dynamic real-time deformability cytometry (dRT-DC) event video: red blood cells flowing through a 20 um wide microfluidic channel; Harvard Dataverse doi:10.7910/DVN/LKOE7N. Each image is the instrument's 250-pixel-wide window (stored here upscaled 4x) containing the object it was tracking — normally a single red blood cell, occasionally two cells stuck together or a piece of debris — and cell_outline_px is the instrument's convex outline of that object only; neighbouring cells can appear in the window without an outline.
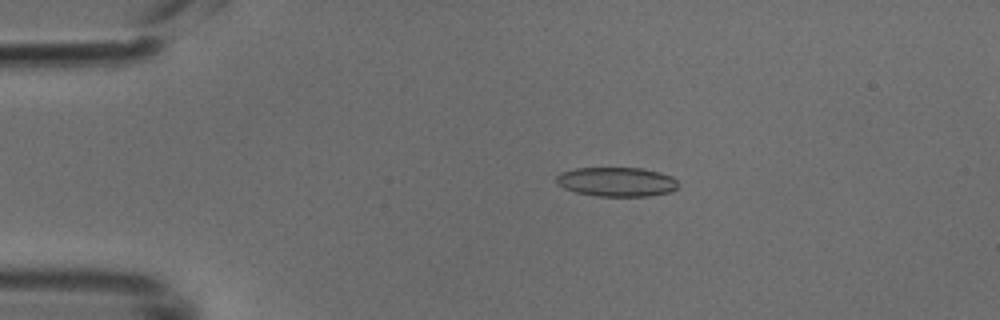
{"species": "common noctule bat (a hibernating species)", "species_latin": "Nyctalus noctula", "temperature_condition": "cold", "stored_images_in_passage": 49, "camera_frame_rate_fps": 3000, "um_per_image_px": 0.085, "animal": {"sex": "male", "body_mass_g": 18.8}, "frame": {"image": 1, "passage_image": 10, "time_ms": 3.0, "image_size_px": [1000, 320], "cell_outline_px": [[676, 188], [672, 192], [648, 196], [596, 196], [576, 192], [564, 188], [556, 184], [556, 176], [560, 172], [576, 168], [644, 168], [660, 172], [672, 176], [676, 180]], "centroid_in_image_um": [52.4, 15.45], "position_along_channel_um": 32.6, "area_um2": 20.92}}
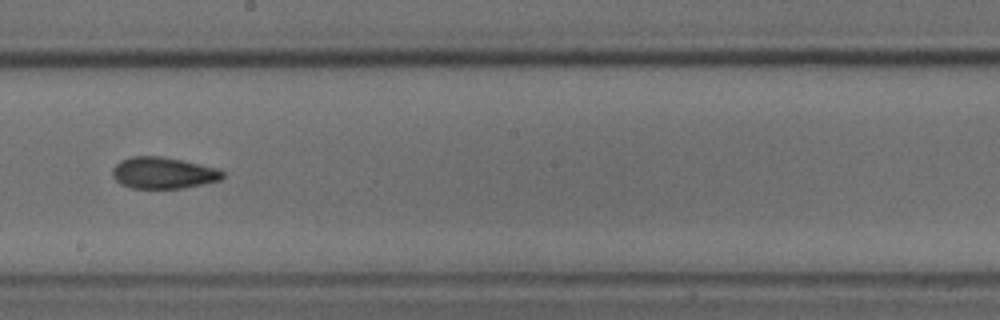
{"frame": {"image": 2, "passage_image": 28, "time_ms": 9.0, "image_size_px": [1000, 320], "cell_outline_px": [[224, 176], [220, 180], [184, 188], [132, 188], [120, 184], [112, 176], [112, 168], [120, 160], [132, 156], [164, 156], [200, 164], [216, 168], [224, 172]], "centroid_in_image_um": [13.85, 14.69], "position_along_channel_um": 234.4, "area_um2": 20.29}}
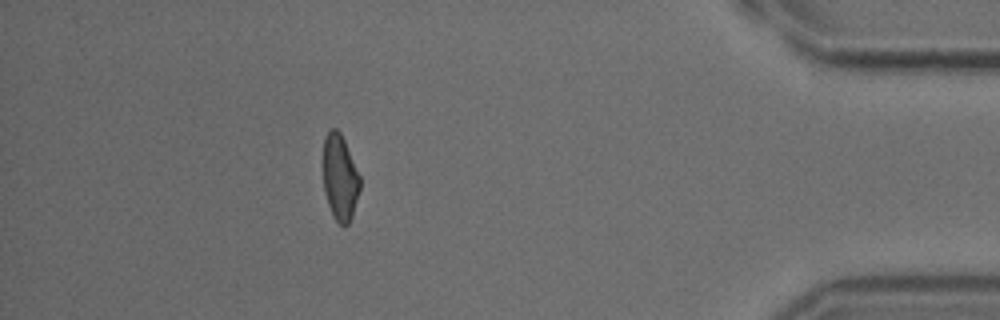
{"frame": {"image": 3, "passage_image": 44, "time_ms": 14.333, "image_size_px": [1000, 320], "cell_outline_px": [[360, 188], [352, 216], [348, 224], [340, 224], [336, 220], [328, 204], [324, 192], [324, 136], [328, 128], [336, 128], [340, 132], [344, 140], [360, 176]], "centroid_in_image_um": [28.89, 15.05], "position_along_channel_um": 406.3, "area_um2": 18.21}}